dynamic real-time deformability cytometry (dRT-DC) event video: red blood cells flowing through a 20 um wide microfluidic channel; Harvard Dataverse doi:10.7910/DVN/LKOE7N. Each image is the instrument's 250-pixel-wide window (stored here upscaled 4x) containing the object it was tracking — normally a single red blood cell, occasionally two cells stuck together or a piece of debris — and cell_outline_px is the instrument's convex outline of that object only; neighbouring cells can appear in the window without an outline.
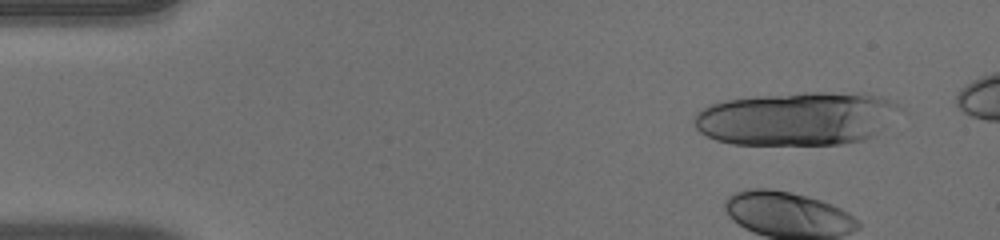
{"species": "human", "species_latin": "Homo sapiens", "temperature_condition": "warm", "stored_images_in_passage": 15, "camera_frame_rate_fps": 3000, "um_per_image_px": 0.085, "donor": {"sex": "male"}, "frame": {"image": 1, "passage_image": 1, "time_ms": 0.0, "image_size_px": [1000, 240], "cell_outline_px": [[908, 112], [872, 136], [864, 140], [840, 144], [732, 144], [716, 140], [700, 132], [696, 128], [692, 120], [696, 112], [708, 104], [724, 100], [756, 96], [804, 92], [864, 92], [880, 96], [904, 108]], "centroid_in_image_um": [67.81, 10.06], "position_along_channel_um": 17.2, "area_um2": 65.31}}